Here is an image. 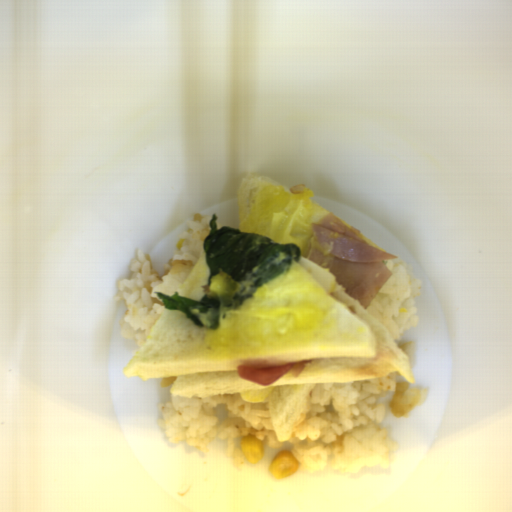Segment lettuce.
Returning <instances> with one entry per match:
<instances>
[{
  "instance_id": "9fb2a089",
  "label": "lettuce",
  "mask_w": 512,
  "mask_h": 512,
  "mask_svg": "<svg viewBox=\"0 0 512 512\" xmlns=\"http://www.w3.org/2000/svg\"><path fill=\"white\" fill-rule=\"evenodd\" d=\"M214 213L209 233L202 241L205 262L210 269L201 300L167 296L154 292L168 311H179L199 328L218 329L227 312L241 306L265 283L289 273L300 263L301 247L278 244L256 232L221 226Z\"/></svg>"
}]
</instances>
